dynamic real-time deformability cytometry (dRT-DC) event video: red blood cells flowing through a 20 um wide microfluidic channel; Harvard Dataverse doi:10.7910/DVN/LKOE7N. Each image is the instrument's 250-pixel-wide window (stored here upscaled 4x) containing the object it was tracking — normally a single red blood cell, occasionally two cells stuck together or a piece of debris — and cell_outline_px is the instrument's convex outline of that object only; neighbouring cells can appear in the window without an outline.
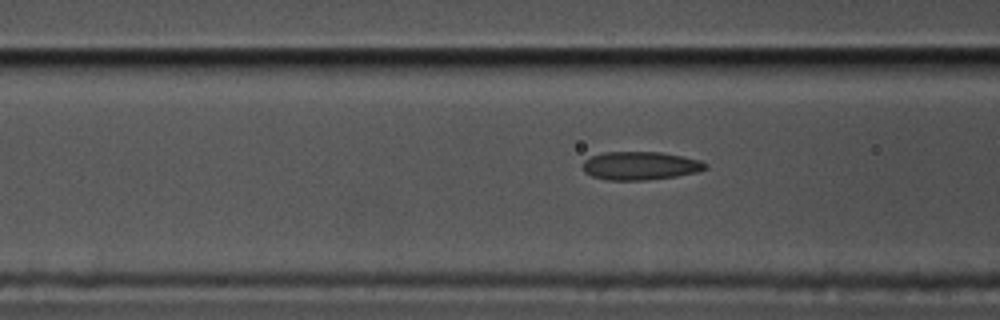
{"species": "common noctule bat (a hibernating species)", "species_latin": "Nyctalus noctula", "temperature_condition": "cold", "stored_images_in_passage": 13, "camera_frame_rate_fps": 3000, "um_per_image_px": 0.085, "animal": {"sex": "male", "body_mass_g": 17.5, "forearm_length_mm": 52.3}, "frame": {"image": 1, "passage_image": 11, "time_ms": 3.333, "image_size_px": [1000, 320], "cell_outline_px": [[708, 168], [700, 172], [676, 176], [644, 180], [608, 180], [592, 176], [584, 172], [584, 160], [592, 156], [604, 152], [660, 152], [700, 160], [708, 164]], "centroid_in_image_um": [54.46, 14.09], "position_along_channel_um": 112.1, "area_um2": 20.17}}